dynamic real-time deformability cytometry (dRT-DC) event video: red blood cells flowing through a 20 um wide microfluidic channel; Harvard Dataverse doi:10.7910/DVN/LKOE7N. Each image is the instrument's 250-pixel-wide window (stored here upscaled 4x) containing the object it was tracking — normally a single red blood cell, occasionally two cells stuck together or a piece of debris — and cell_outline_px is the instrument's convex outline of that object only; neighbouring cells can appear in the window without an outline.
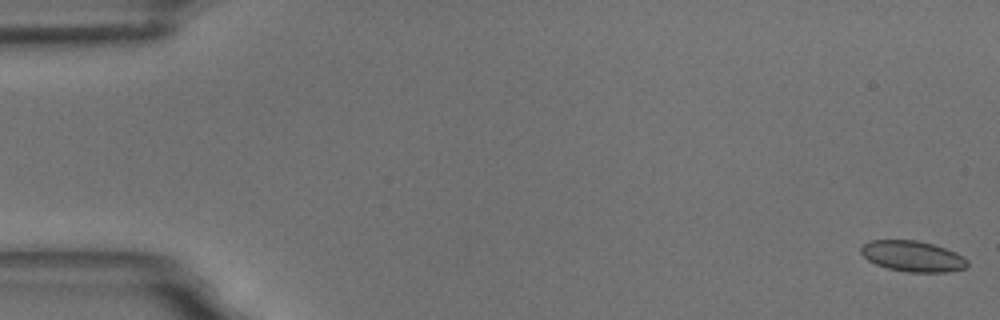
{"species": "common noctule bat (a hibernating species)", "species_latin": "Nyctalus noctula", "temperature_condition": "room temperature", "stored_images_in_passage": 58, "camera_frame_rate_fps": 3000, "um_per_image_px": 0.085, "animal": {"sex": "male", "body_mass_g": 18.8}, "frame": {"image": 1, "passage_image": 1, "time_ms": 0.0, "image_size_px": [1000, 320], "cell_outline_px": [[968, 264], [964, 268], [948, 272], [908, 272], [888, 268], [876, 264], [868, 260], [860, 252], [860, 248], [864, 244], [872, 240], [916, 240], [932, 244], [956, 252], [964, 256], [968, 260]], "centroid_in_image_um": [77.59, 21.78], "position_along_channel_um": 7.4, "area_um2": 19.02}}
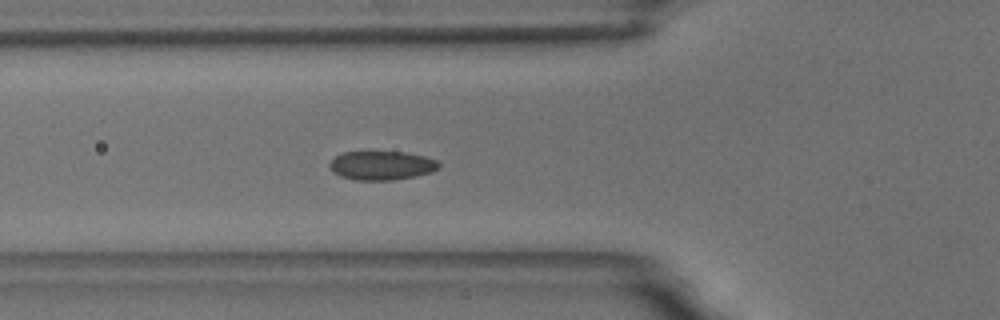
{"frame": {"image": 2, "passage_image": 21, "time_ms": 6.667, "image_size_px": [1000, 320], "cell_outline_px": [[440, 168], [432, 172], [416, 176], [392, 180], [356, 180], [340, 176], [332, 172], [328, 164], [336, 156], [344, 152], [404, 152], [424, 156], [436, 160], [440, 164]], "centroid_in_image_um": [32.44, 14.07], "position_along_channel_um": 93.4, "area_um2": 18.44}}
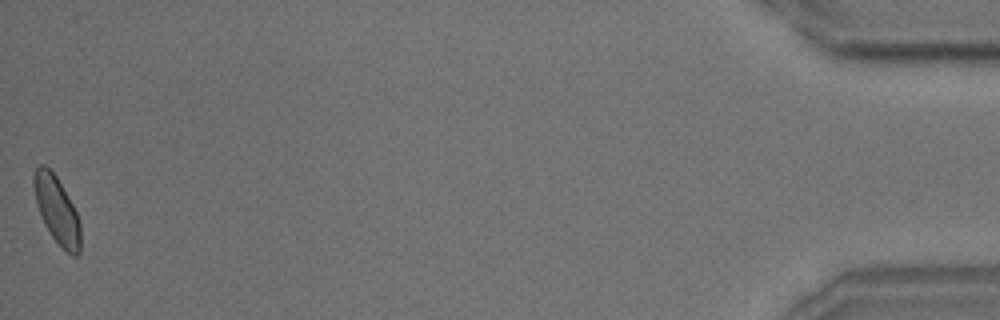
{"frame": {"image": 3, "passage_image": 58, "time_ms": 19.0, "image_size_px": [1000, 320], "cell_outline_px": [[80, 252], [76, 256], [72, 256], [52, 236], [44, 224], [36, 200], [32, 184], [32, 176], [36, 168], [40, 164], [44, 164], [56, 176], [72, 204], [76, 212], [80, 224]], "centroid_in_image_um": [4.82, 17.83], "position_along_channel_um": 430.4, "area_um2": 17.86}, "authors_computed_cell_mechanics": {"area_um2": 18.4671, "velocity_mm_per_s": 3.5121, "shape_relaxation_time_tau1_ms": 3.2104, "shape_relaxation_time_tau2_ms": 1.943, "deformation_change_tau1": 0.068, "deformation_change_tau2": 0.0511}}